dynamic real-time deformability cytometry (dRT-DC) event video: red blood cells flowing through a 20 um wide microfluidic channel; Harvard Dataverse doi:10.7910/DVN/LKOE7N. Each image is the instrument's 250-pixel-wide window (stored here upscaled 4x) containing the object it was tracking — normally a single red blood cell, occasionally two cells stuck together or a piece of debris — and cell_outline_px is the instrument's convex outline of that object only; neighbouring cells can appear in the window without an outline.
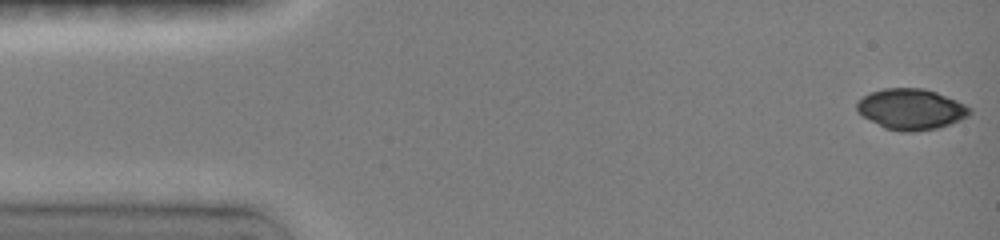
{"species": "common noctule bat (a hibernating species)", "species_latin": "Nyctalus noctula", "temperature_condition": "room temperature", "stored_images_in_passage": 47, "camera_frame_rate_fps": 3000, "um_per_image_px": 0.085, "animal": {"sex": "female", "body_mass_g": 19.0, "forearm_length_mm": 51.5}, "frame": {"image": 1, "passage_image": 1, "time_ms": 0.0, "image_size_px": [1000, 240], "cell_outline_px": [[972, 112], [968, 116], [960, 120], [936, 128], [912, 132], [904, 132], [884, 128], [864, 116], [856, 108], [856, 104], [868, 92], [884, 88], [924, 88], [936, 92], [956, 100], [972, 108]], "centroid_in_image_um": [77.45, 9.27], "position_along_channel_um": 7.5, "area_um2": 26.65}}
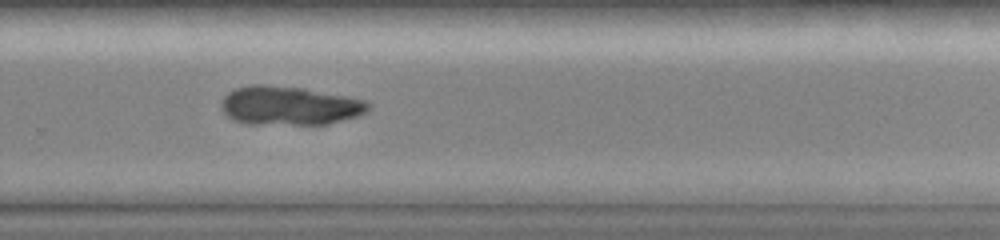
{"frame": {"image": 2, "passage_image": 32, "time_ms": 10.333, "image_size_px": [1000, 240], "cell_outline_px": [[372, 104], [364, 112], [356, 116], [328, 124], [248, 124], [236, 120], [228, 116], [220, 108], [220, 104], [224, 96], [228, 92], [236, 88], [252, 84], [260, 84], [304, 88], [364, 100]], "centroid_in_image_um": [24.56, 8.98], "position_along_channel_um": 305.2, "area_um2": 33.06}}
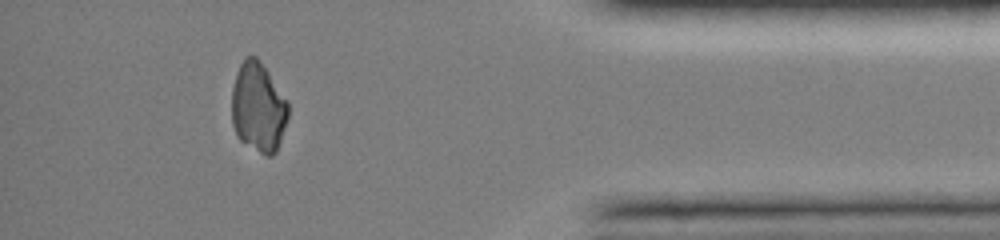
{"frame": {"image": 3, "passage_image": 42, "time_ms": 13.667, "image_size_px": [1000, 240], "cell_outline_px": [[288, 116], [276, 152], [272, 156], [264, 156], [240, 140], [236, 136], [232, 124], [232, 88], [240, 64], [244, 56], [256, 56], [268, 72], [288, 100]], "centroid_in_image_um": [21.94, 9.14], "position_along_channel_um": 413.3, "area_um2": 29.54}}